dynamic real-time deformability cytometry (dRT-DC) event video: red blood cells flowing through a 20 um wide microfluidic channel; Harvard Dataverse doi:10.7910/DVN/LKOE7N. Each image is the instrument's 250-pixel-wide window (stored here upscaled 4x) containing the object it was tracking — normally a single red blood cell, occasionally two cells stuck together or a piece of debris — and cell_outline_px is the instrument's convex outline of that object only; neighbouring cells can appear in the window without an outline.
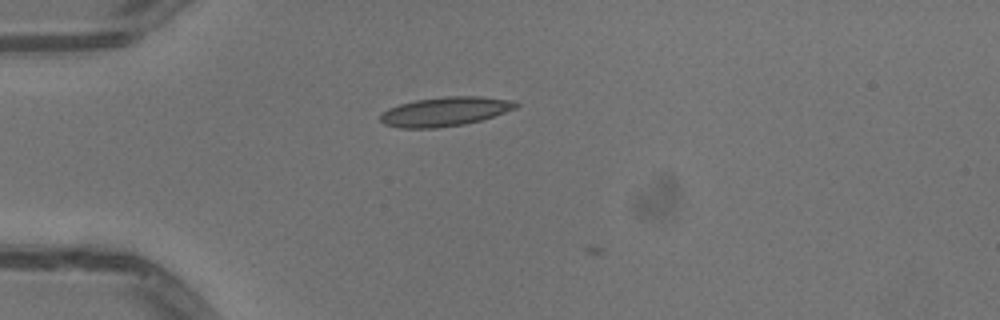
{"species": "common noctule bat (a hibernating species)", "species_latin": "Nyctalus noctula", "temperature_condition": "warm", "stored_images_in_passage": 5, "camera_frame_rate_fps": 3000, "um_per_image_px": 0.085, "animal": {"sex": "male", "body_mass_g": 13.3}, "frame": {"image": 1, "passage_image": 3, "time_ms": 0.667, "image_size_px": [1000, 320], "cell_outline_px": [[520, 104], [516, 108], [480, 120], [464, 124], [436, 128], [400, 128], [384, 124], [380, 120], [380, 112], [388, 108], [400, 104], [416, 100], [444, 96], [480, 96], [516, 100]], "centroid_in_image_um": [37.82, 9.47], "position_along_channel_um": 47.2, "area_um2": 23.12}}